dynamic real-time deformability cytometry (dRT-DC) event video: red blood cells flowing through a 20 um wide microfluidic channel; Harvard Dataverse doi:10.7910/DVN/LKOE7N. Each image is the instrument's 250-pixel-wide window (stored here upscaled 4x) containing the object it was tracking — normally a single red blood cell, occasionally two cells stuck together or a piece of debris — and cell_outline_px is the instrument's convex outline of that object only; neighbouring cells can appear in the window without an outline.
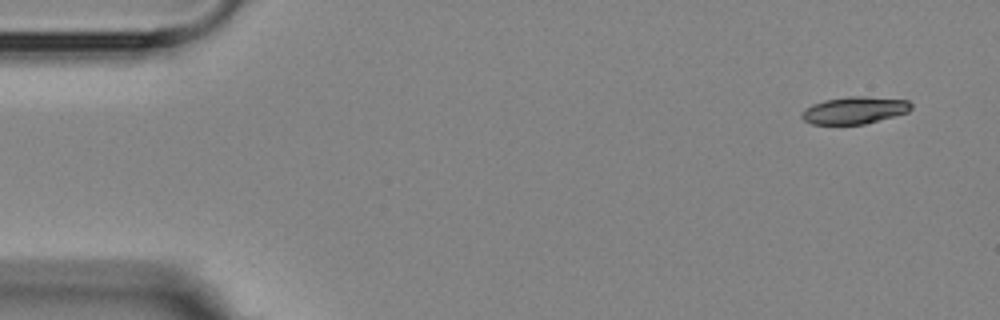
{"species": "Egyptian fruit bat (a non-hibernating species)", "species_latin": "Rousettus aegyptiacus", "temperature_condition": "room temperature", "stored_images_in_passage": 4, "camera_frame_rate_fps": 3000, "um_per_image_px": 0.085, "animal": {"sex": "female"}, "frame": {"image": 1, "passage_image": 1, "time_ms": 0.0, "image_size_px": [1000, 320], "cell_outline_px": [[912, 108], [908, 112], [864, 124], [812, 124], [804, 120], [800, 116], [812, 104], [824, 100], [848, 96], [860, 96], [908, 100], [912, 104]], "centroid_in_image_um": [72.65, 9.37], "position_along_channel_um": 12.4, "area_um2": 17.11}}
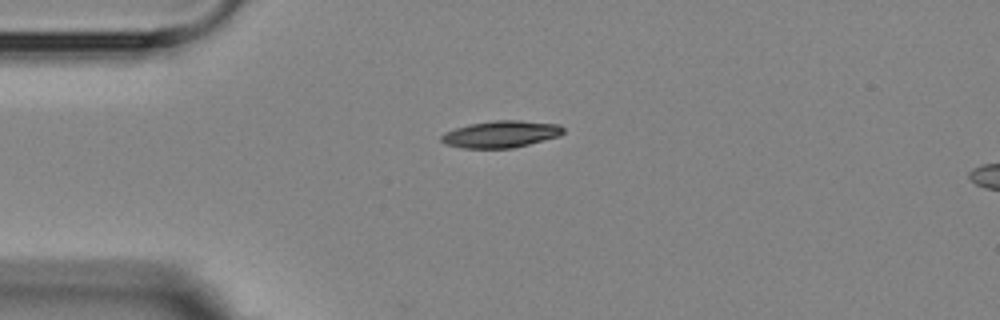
{"frame": {"image": 2, "passage_image": 4, "time_ms": 3.333, "image_size_px": [1000, 320], "cell_outline_px": [[564, 132], [560, 136], [512, 148], [464, 148], [448, 144], [440, 140], [440, 136], [444, 132], [468, 124], [496, 120], [520, 120], [560, 124], [564, 128]], "centroid_in_image_um": [42.6, 11.39], "position_along_channel_um": 42.4, "area_um2": 19.07}}